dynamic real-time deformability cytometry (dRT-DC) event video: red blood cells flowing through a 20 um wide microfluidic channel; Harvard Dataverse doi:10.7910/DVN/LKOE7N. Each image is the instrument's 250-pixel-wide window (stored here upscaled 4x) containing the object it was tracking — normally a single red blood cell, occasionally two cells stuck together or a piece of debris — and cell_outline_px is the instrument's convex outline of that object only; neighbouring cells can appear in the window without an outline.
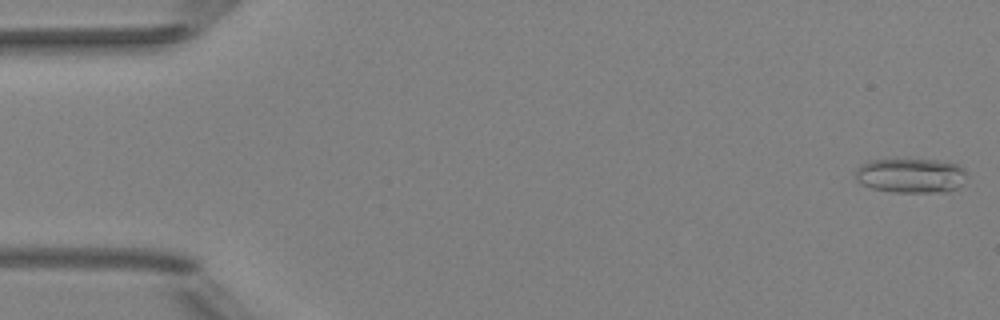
{"species": "Egyptian fruit bat (a non-hibernating species)", "species_latin": "Rousettus aegyptiacus", "temperature_condition": "room temperature", "stored_images_in_passage": 16, "camera_frame_rate_fps": 3000, "um_per_image_px": 0.085, "animal": {"sex": "female"}, "frame": {"image": 1, "passage_image": 1, "time_ms": 0.0, "image_size_px": [1000, 320], "cell_outline_px": [[968, 176], [956, 188], [948, 192], [892, 192], [872, 188], [860, 184], [856, 180], [856, 168], [860, 164], [868, 160], [936, 160], [960, 164], [968, 172]], "centroid_in_image_um": [77.43, 14.92], "position_along_channel_um": 7.6, "area_um2": 22.72}}